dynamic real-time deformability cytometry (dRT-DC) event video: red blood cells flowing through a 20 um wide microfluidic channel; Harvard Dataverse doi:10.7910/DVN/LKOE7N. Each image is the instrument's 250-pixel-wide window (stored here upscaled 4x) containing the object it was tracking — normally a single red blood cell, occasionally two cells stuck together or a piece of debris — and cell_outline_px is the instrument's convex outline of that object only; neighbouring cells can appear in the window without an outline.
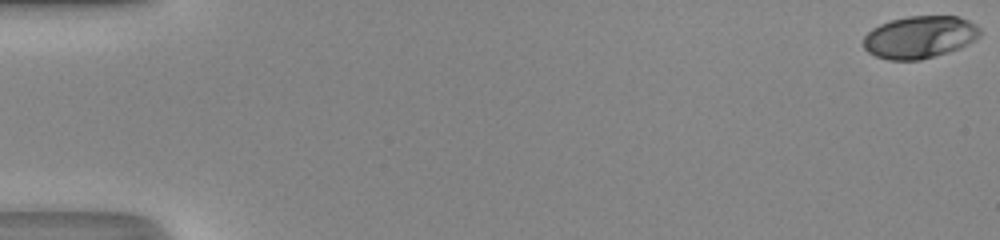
{"species": "human", "species_latin": "Homo sapiens", "temperature_condition": "room temperature", "stored_images_in_passage": 50, "camera_frame_rate_fps": 3000, "um_per_image_px": 0.085, "donor": {"sex": "male"}, "frame": {"image": 1, "passage_image": 1, "time_ms": 0.0, "image_size_px": [1000, 240], "cell_outline_px": [[968, 24], [952, 48], [928, 56], [912, 60], [896, 60], [880, 56], [872, 52], [864, 44], [864, 40], [876, 28], [884, 24], [896, 20], [916, 16], [956, 16], [964, 20]], "centroid_in_image_um": [77.82, 3.14], "position_along_channel_um": 7.2, "area_um2": 24.16}}
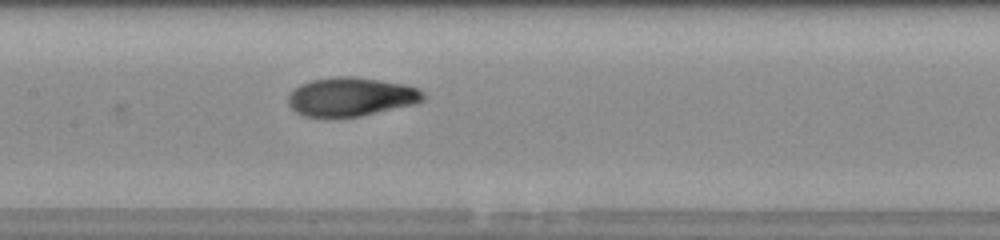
{"frame": {"image": 2, "passage_image": 26, "time_ms": 8.333, "image_size_px": [1000, 240], "cell_outline_px": [[420, 96], [416, 100], [352, 116], [316, 116], [304, 112], [296, 108], [292, 104], [292, 96], [300, 88], [308, 84], [320, 80], [364, 80], [412, 88], [420, 92]], "centroid_in_image_um": [29.74, 8.27], "position_along_channel_um": 177.7, "area_um2": 25.09}}
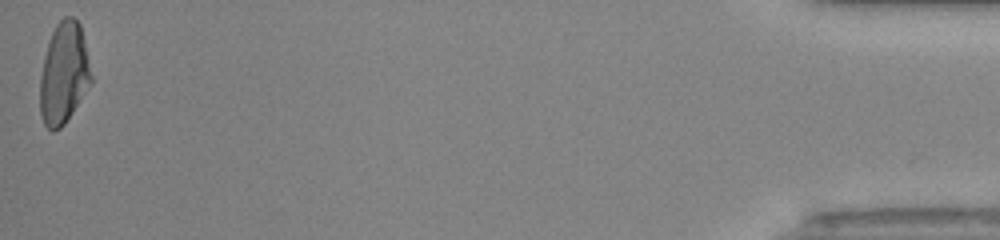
{"frame": {"image": 3, "passage_image": 50, "time_ms": 16.333, "image_size_px": [1000, 240], "cell_outline_px": [[88, 76], [68, 116], [56, 128], [48, 128], [44, 120], [40, 108], [40, 88], [44, 64], [48, 48], [52, 36], [56, 28], [64, 20], [76, 20], [80, 28]], "centroid_in_image_um": [5.32, 6.25], "position_along_channel_um": 429.9, "area_um2": 25.95}, "authors_computed_cell_mechanics": {"area_um2": 25.3742, "velocity_mm_per_s": 4.3421, "shape_relaxation_time_tau1_ms": 4.3218, "shape_relaxation_time_tau2_ms": 0.9793, "deformation_change_tau1": 0.2114, "deformation_change_tau2": 0.0536}}